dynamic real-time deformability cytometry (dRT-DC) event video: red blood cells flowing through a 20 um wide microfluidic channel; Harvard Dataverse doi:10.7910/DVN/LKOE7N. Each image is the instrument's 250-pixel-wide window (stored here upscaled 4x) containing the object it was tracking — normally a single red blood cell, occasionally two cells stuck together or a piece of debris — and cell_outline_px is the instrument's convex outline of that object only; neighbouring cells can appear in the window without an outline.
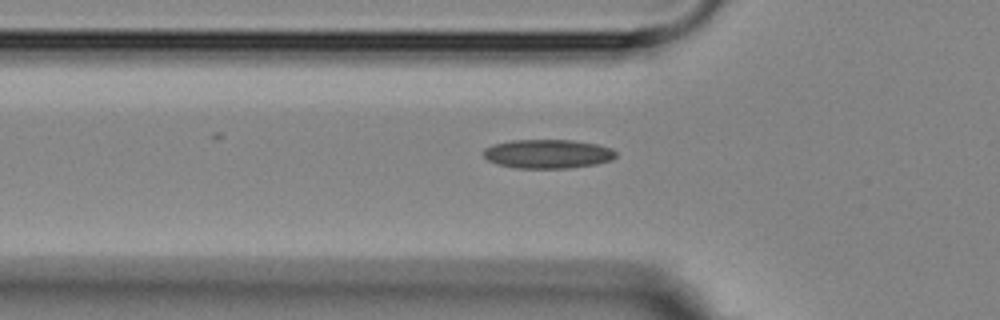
{"species": "Egyptian fruit bat (a non-hibernating species)", "species_latin": "Rousettus aegyptiacus", "temperature_condition": "room temperature", "stored_images_in_passage": 7, "segment_of_instrument_passage": [2, 2], "camera_frame_rate_fps": 3000, "um_per_image_px": 0.085, "animal": {"sex": "female"}, "frame": {"image": 1, "passage_image": 7, "time_ms": 7.0, "image_size_px": [1000, 320], "cell_outline_px": [[616, 156], [612, 160], [596, 164], [568, 168], [516, 168], [500, 164], [488, 160], [484, 156], [484, 148], [492, 144], [512, 140], [572, 140], [596, 144], [612, 148], [616, 152]], "centroid_in_image_um": [46.57, 13.07], "position_along_channel_um": 79.2, "area_um2": 22.31}}